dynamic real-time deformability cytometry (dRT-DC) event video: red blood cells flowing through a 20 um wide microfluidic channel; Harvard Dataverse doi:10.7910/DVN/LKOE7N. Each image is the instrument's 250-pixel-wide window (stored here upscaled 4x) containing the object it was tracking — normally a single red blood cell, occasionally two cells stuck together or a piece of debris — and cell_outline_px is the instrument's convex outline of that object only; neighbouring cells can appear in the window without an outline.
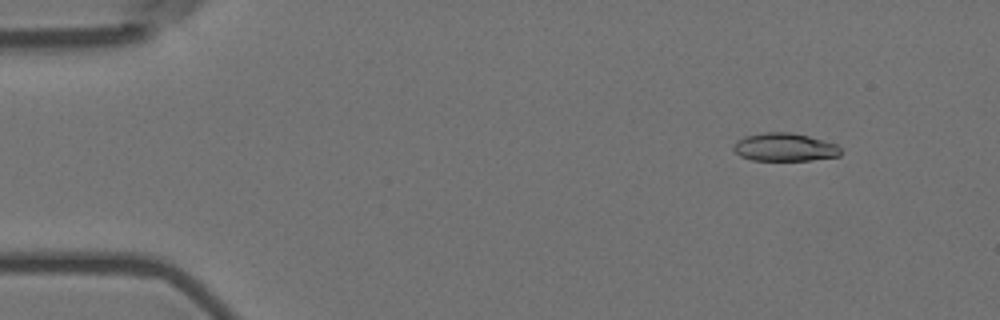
{"species": "Egyptian fruit bat (a non-hibernating species)", "species_latin": "Rousettus aegyptiacus", "temperature_condition": "room temperature", "stored_images_in_passage": 6, "camera_frame_rate_fps": 3000, "um_per_image_px": 0.085, "animal": {"sex": "female"}, "frame": {"image": 1, "passage_image": 2, "time_ms": 0.333, "image_size_px": [1000, 320], "cell_outline_px": [[840, 156], [812, 160], [752, 160], [740, 156], [732, 148], [736, 140], [744, 136], [764, 132], [792, 132], [824, 140], [836, 144], [840, 148]], "centroid_in_image_um": [66.68, 12.5], "position_along_channel_um": 18.3, "area_um2": 17.63}}
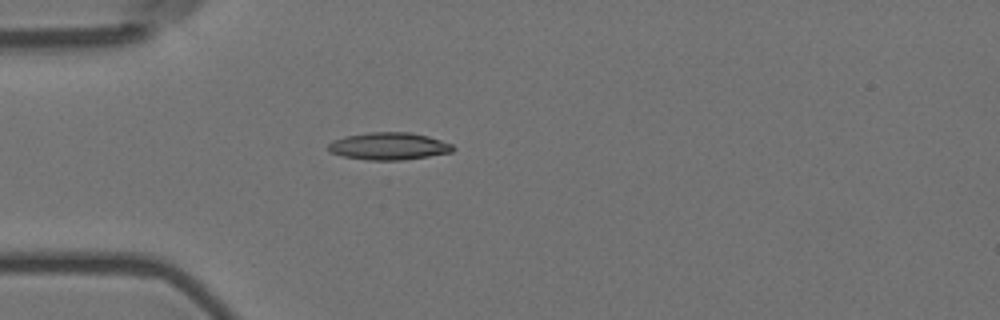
{"frame": {"image": 2, "passage_image": 5, "time_ms": 1.333, "image_size_px": [1000, 320], "cell_outline_px": [[456, 148], [452, 152], [404, 160], [368, 160], [344, 156], [332, 152], [328, 148], [328, 144], [332, 140], [344, 136], [368, 132], [408, 132], [428, 136], [452, 144]], "centroid_in_image_um": [33.06, 12.42], "position_along_channel_um": 51.9, "area_um2": 19.83}}